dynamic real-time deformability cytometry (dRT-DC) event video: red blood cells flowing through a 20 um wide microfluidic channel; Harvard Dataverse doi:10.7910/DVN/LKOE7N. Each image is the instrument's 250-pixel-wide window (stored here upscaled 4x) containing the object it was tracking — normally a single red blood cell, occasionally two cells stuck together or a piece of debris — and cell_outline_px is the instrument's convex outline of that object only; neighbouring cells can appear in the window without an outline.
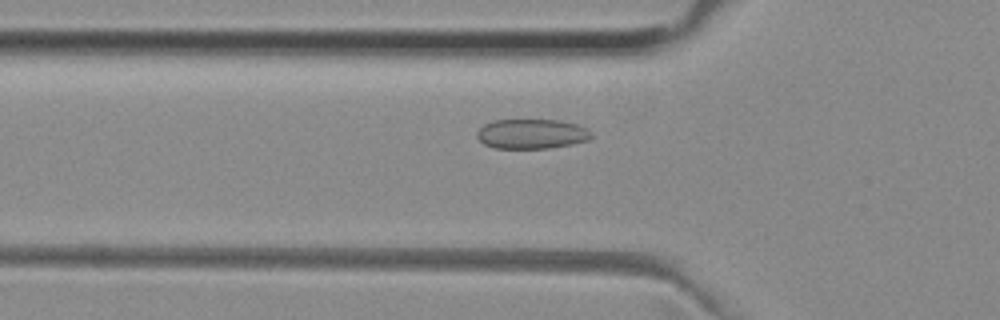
{"species": "common noctule bat (a hibernating species)", "species_latin": "Nyctalus noctula", "temperature_condition": "room temperature", "stored_images_in_passage": 45, "camera_frame_rate_fps": 3000, "um_per_image_px": 0.085, "animal": {"sex": "female", "body_mass_g": 29.2, "forearm_length_mm": 56.3}, "frame": {"image": 1, "passage_image": 15, "time_ms": 4.667, "image_size_px": [1000, 320], "cell_outline_px": [[592, 136], [588, 140], [572, 144], [548, 148], [496, 148], [484, 144], [476, 136], [476, 132], [484, 124], [492, 120], [560, 120], [576, 124], [592, 132]], "centroid_in_image_um": [45.17, 11.38], "position_along_channel_um": 80.6, "area_um2": 19.77}}
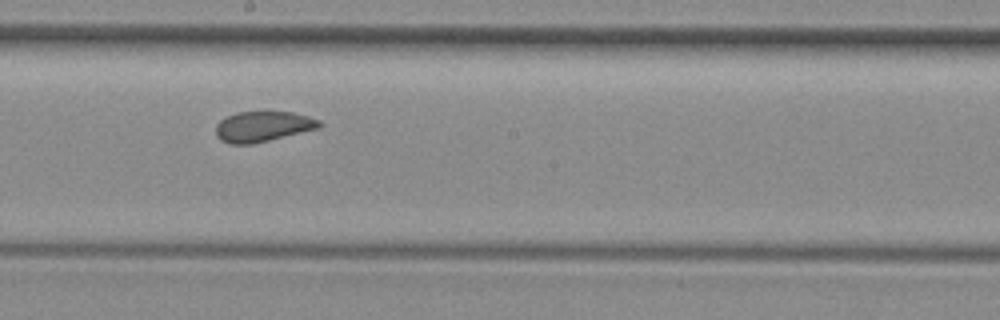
{"frame": {"image": 2, "passage_image": 26, "time_ms": 8.333, "image_size_px": [1000, 320], "cell_outline_px": [[324, 124], [320, 128], [252, 144], [228, 144], [220, 140], [216, 136], [216, 124], [220, 120], [236, 112], [292, 112], [308, 116], [320, 120]], "centroid_in_image_um": [22.35, 10.76], "position_along_channel_um": 225.8, "area_um2": 18.44}}
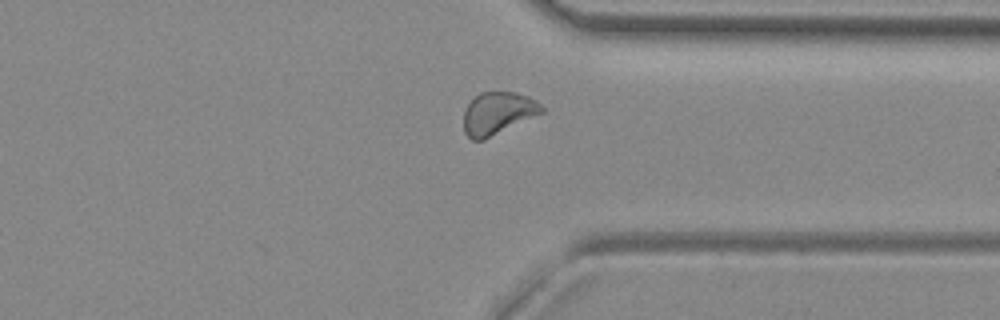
{"frame": {"image": 3, "passage_image": 37, "time_ms": 12.0, "image_size_px": [1000, 320], "cell_outline_px": [[544, 112], [484, 140], [472, 140], [464, 132], [464, 108], [480, 92], [516, 92], [528, 96], [536, 100], [544, 108]], "centroid_in_image_um": [42.31, 9.63], "position_along_channel_um": 369.1, "area_um2": 19.31}, "authors_computed_cell_mechanics": {"area_um2": 19.2474, "velocity_mm_per_s": 3.9468, "shape_relaxation_time_tau1_ms": null, "shape_relaxation_time_tau2_ms": 1.6205, "deformation_change_tau1": null, "deformation_change_tau2": 0.0548}}